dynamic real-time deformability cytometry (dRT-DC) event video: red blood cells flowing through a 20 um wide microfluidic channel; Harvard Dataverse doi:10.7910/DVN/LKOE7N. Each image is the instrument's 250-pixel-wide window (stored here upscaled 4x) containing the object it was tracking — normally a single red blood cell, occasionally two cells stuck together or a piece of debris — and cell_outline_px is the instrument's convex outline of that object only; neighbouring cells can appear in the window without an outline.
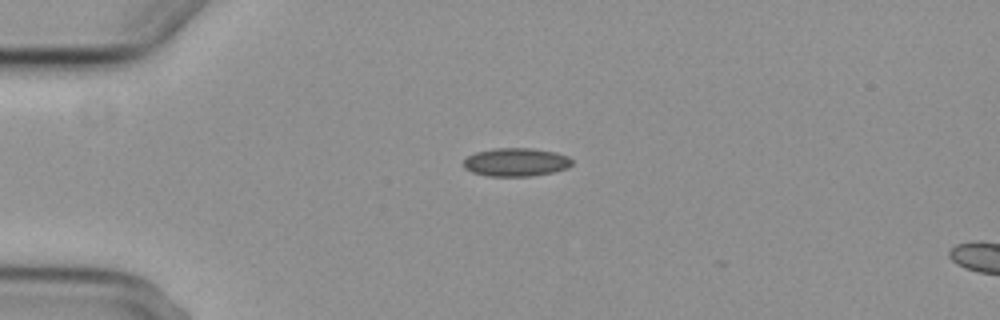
{"species": "common noctule bat (a hibernating species)", "species_latin": "Nyctalus noctula", "temperature_condition": "cold", "stored_images_in_passage": 4, "segment_of_instrument_passage": [1, 2], "camera_frame_rate_fps": 3000, "um_per_image_px": 0.085, "animal": {"sex": "female", "body_mass_g": 29.2, "forearm_length_mm": 56.3}, "frame": {"image": 1, "passage_image": 2, "time_ms": 1.333, "image_size_px": [1000, 320], "cell_outline_px": [[572, 164], [568, 168], [552, 172], [528, 176], [488, 176], [472, 172], [464, 168], [464, 160], [468, 156], [476, 152], [496, 148], [532, 148], [556, 152], [568, 156], [572, 160]], "centroid_in_image_um": [43.87, 13.78], "position_along_channel_um": 41.1, "area_um2": 17.86}}